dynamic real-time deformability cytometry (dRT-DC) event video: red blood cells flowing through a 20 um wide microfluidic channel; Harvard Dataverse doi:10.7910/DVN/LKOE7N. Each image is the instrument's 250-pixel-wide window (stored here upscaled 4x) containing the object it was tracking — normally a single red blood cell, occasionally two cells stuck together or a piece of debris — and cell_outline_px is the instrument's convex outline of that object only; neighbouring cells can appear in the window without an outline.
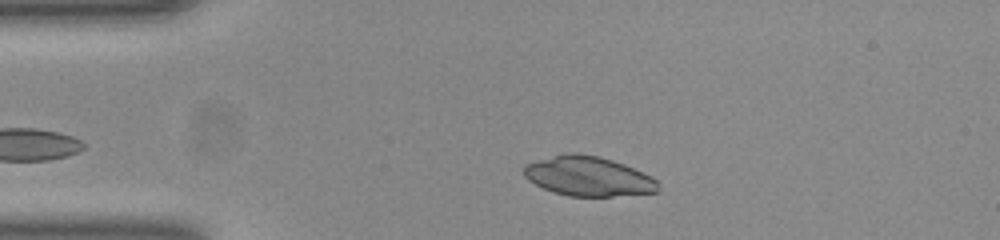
{"species": "common noctule bat (a hibernating species)", "species_latin": "Nyctalus noctula", "temperature_condition": "room temperature", "stored_images_in_passage": 39, "camera_frame_rate_fps": 3000, "um_per_image_px": 0.085, "animal": {"sex": "female", "body_mass_g": 23.0, "forearm_length_mm": 53.4}, "frame": {"image": 1, "passage_image": 5, "time_ms": 1.333, "image_size_px": [1000, 240], "cell_outline_px": [[660, 192], [612, 196], [568, 196], [552, 192], [528, 180], [524, 176], [524, 164], [564, 152], [576, 152], [596, 156], [612, 160], [624, 164], [652, 176], [660, 184]], "centroid_in_image_um": [50.01, 14.98], "position_along_channel_um": 35.0, "area_um2": 31.21}}